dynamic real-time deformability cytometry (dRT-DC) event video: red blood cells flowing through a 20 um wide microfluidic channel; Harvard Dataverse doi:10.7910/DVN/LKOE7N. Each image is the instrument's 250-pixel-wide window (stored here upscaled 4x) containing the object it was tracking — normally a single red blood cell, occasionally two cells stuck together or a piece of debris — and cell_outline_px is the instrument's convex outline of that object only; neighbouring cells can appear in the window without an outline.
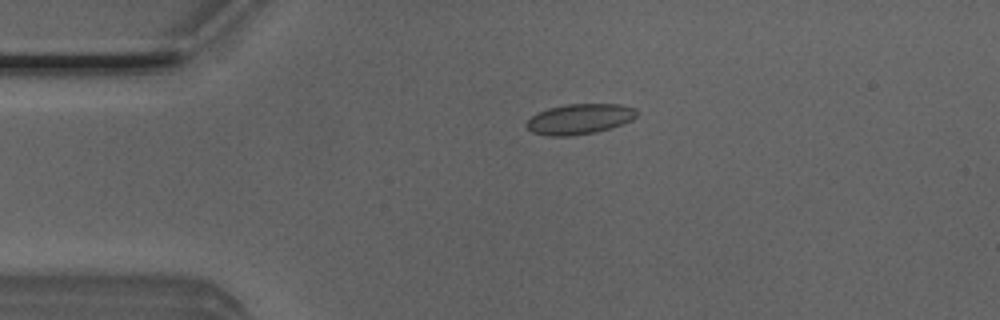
{"species": "Egyptian fruit bat (a non-hibernating species)", "species_latin": "Rousettus aegyptiacus", "temperature_condition": "room temperature", "stored_images_in_passage": 42, "camera_frame_rate_fps": 3000, "um_per_image_px": 0.085, "animal": {"sex": "male"}, "frame": {"image": 1, "passage_image": 2, "time_ms": 0.333, "image_size_px": [1000, 320], "cell_outline_px": [[636, 116], [632, 120], [596, 132], [572, 136], [548, 136], [532, 132], [524, 124], [536, 112], [548, 108], [568, 104], [620, 104], [636, 108]], "centroid_in_image_um": [49.23, 10.11], "position_along_channel_um": 35.8, "area_um2": 19.48}}
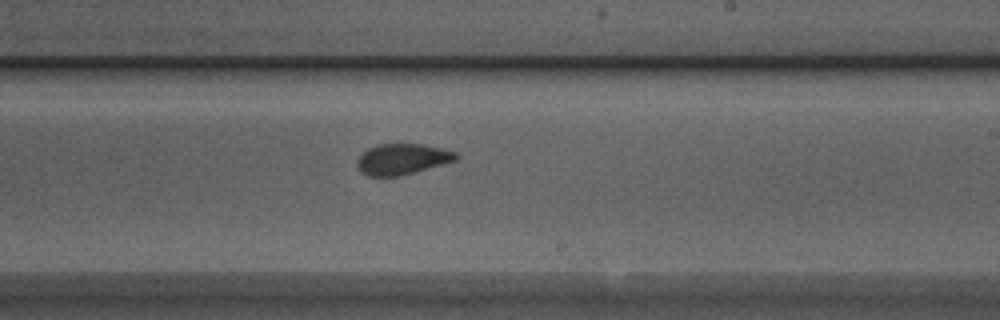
{"frame": {"image": 2, "passage_image": 21, "time_ms": 6.667, "image_size_px": [1000, 320], "cell_outline_px": [[460, 156], [456, 160], [400, 176], [368, 176], [360, 172], [356, 164], [356, 160], [368, 148], [376, 144], [424, 144], [456, 152]], "centroid_in_image_um": [34.16, 13.52], "position_along_channel_um": 254.8, "area_um2": 17.74}}
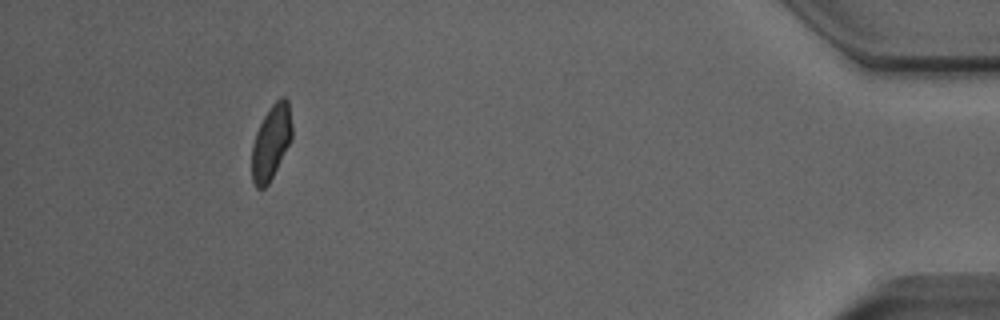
{"frame": {"image": 3, "passage_image": 38, "time_ms": 12.333, "image_size_px": [1000, 320], "cell_outline_px": [[292, 136], [268, 184], [264, 188], [256, 188], [252, 180], [252, 144], [256, 132], [268, 108], [280, 96], [284, 96], [288, 100], [292, 124]], "centroid_in_image_um": [23.03, 12.04], "position_along_channel_um": 412.2, "area_um2": 17.22}, "authors_computed_cell_mechanics": {"area_um2": 18.1203, "velocity_mm_per_s": 3.9759, "shape_relaxation_time_tau1_ms": null, "shape_relaxation_time_tau2_ms": 0.8394, "deformation_change_tau1": null, "deformation_change_tau2": 0.0508}}